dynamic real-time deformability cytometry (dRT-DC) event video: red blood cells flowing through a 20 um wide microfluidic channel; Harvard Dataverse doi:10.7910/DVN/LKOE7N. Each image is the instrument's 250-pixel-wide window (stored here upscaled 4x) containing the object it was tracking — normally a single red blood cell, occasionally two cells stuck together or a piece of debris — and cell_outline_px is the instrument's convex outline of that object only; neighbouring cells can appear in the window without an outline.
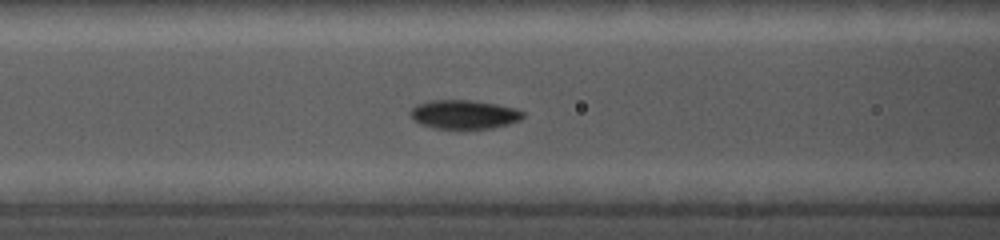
{"species": "common noctule bat (a hibernating species)", "species_latin": "Nyctalus noctula", "temperature_condition": "cold", "stored_images_in_passage": 20, "camera_frame_rate_fps": 5000, "um_per_image_px": 0.085, "animal": {"sex": "female", "body_mass_g": 19.0, "forearm_length_mm": 56.7}, "frame": {"image": 1, "passage_image": 4, "time_ms": 1.4, "image_size_px": [1000, 240], "cell_outline_px": [[524, 116], [520, 120], [508, 124], [492, 128], [432, 128], [420, 124], [412, 120], [412, 108], [420, 104], [432, 100], [472, 100], [496, 104], [512, 108], [524, 112]], "centroid_in_image_um": [39.45, 9.73], "position_along_channel_um": 127.2, "area_um2": 18.67}}
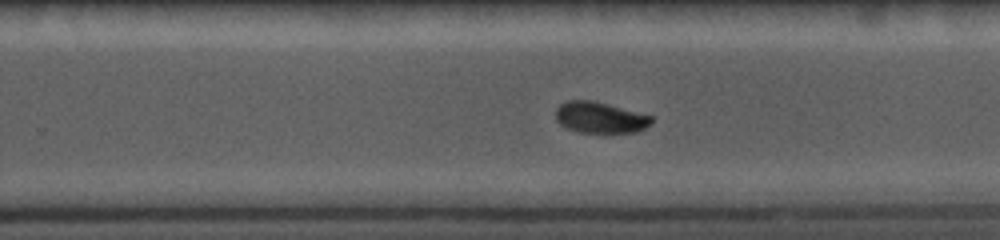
{"frame": {"image": 2, "passage_image": 11, "time_ms": 5.4, "image_size_px": [1000, 240], "cell_outline_px": [[656, 116], [652, 124], [636, 132], [580, 132], [568, 128], [560, 124], [556, 120], [556, 108], [560, 104], [568, 100], [592, 100]], "centroid_in_image_um": [51.06, 9.97], "position_along_channel_um": 278.7, "area_um2": 17.51}}
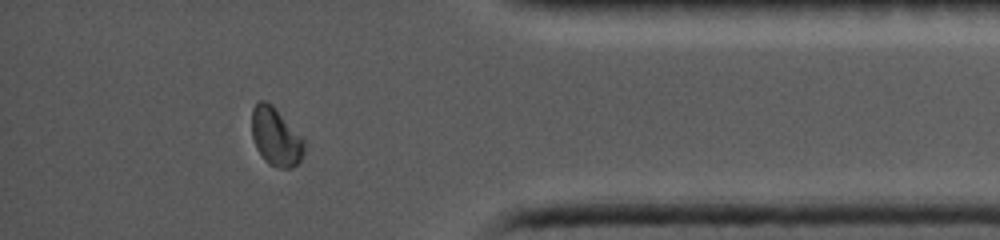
{"frame": {"image": 3, "passage_image": 18, "time_ms": 9.2, "image_size_px": [1000, 240], "cell_outline_px": [[304, 152], [300, 160], [292, 168], [276, 168], [268, 164], [264, 160], [256, 148], [252, 136], [252, 108], [256, 100], [264, 100], [272, 104], [304, 140]], "centroid_in_image_um": [23.41, 11.62], "position_along_channel_um": 411.8, "area_um2": 17.8}}